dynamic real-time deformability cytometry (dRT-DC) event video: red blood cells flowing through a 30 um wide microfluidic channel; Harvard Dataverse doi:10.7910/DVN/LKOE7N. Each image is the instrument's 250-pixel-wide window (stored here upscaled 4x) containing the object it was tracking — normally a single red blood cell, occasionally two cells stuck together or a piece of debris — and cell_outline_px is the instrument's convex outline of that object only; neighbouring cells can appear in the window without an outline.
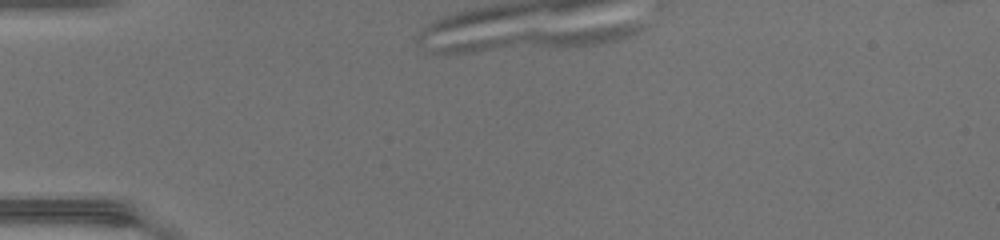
{"species": "common noctule bat (a hibernating species)", "species_latin": "Nyctalus noctula", "temperature_condition": "warm", "stored_images_in_passage": 29, "camera_frame_rate_fps": 3000, "um_per_image_px": 0.085, "animal": {"sex": "female", "body_mass_g": 17.0, "forearm_length_mm": 48.0}, "frame": {"image": 1, "passage_image": 1, "time_ms": 0.0, "image_size_px": [1000, 240], "cell_outline_px": [[640, 28], [636, 32], [628, 36], [616, 40], [596, 44], [472, 52], [440, 52], [440, 48], [448, 44], [464, 40], [524, 32], [636, 24], [640, 24]], "centroid_in_image_um": [46.22, 3.32], "position_along_channel_um": 38.8, "area_um2": 20.75}}
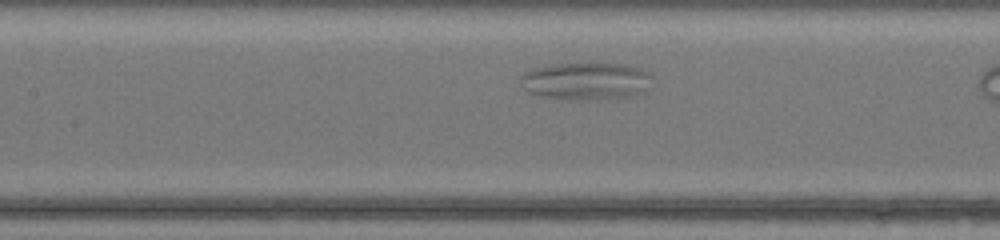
{"frame": {"image": 2, "passage_image": 12, "time_ms": 3.667, "image_size_px": [1000, 240], "cell_outline_px": [[652, 76], [636, 92], [620, 96], [592, 100], [580, 100], [544, 96], [532, 92], [524, 88], [520, 80], [520, 76], [524, 72], [532, 68], [548, 64], [624, 64], [640, 68]], "centroid_in_image_um": [49.66, 6.86], "position_along_channel_um": 157.7, "area_um2": 27.51}}
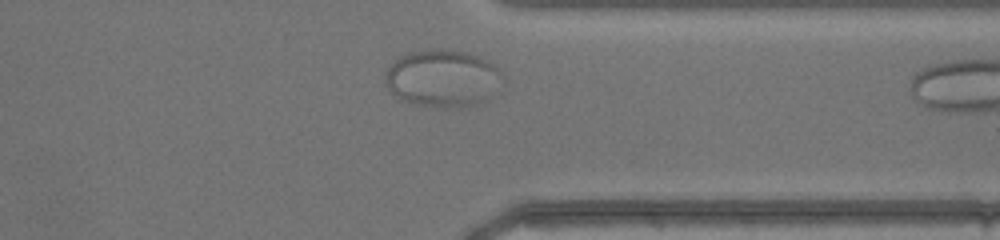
{"frame": {"image": 3, "passage_image": 28, "time_ms": 9.0, "image_size_px": [1000, 240], "cell_outline_px": [[496, 68], [484, 96], [480, 100], [468, 104], [420, 104], [404, 100], [392, 92], [388, 88], [384, 80], [384, 76], [388, 68], [400, 56], [412, 52], [428, 48], [448, 48], [464, 52], [476, 56], [492, 64]], "centroid_in_image_um": [37.36, 6.54], "position_along_channel_um": 374.0, "area_um2": 35.84}}